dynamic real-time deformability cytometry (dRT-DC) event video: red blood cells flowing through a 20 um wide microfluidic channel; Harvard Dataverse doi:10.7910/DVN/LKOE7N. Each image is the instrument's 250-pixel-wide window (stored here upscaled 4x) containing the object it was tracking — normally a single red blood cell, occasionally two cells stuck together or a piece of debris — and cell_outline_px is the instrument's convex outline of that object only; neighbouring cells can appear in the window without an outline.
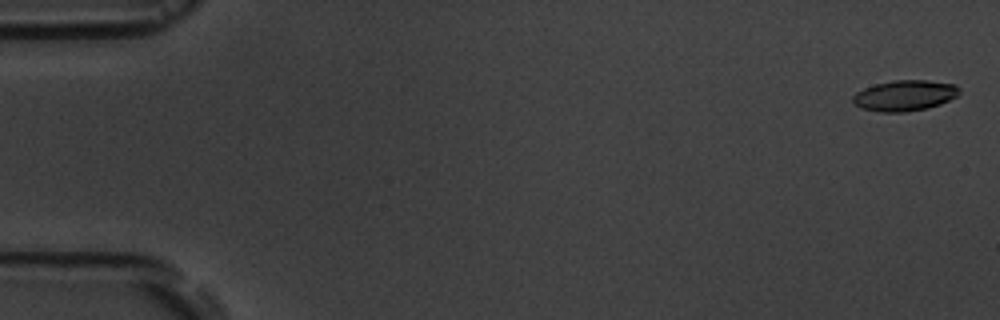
{"species": "common noctule bat (a hibernating species)", "species_latin": "Nyctalus noctula", "temperature_condition": "room temperature", "stored_images_in_passage": 6, "camera_frame_rate_fps": 3000, "um_per_image_px": 0.085, "animal": {"sex": "male", "body_mass_g": 19.5, "forearm_length_mm": 54.6}, "frame": {"image": 1, "passage_image": 1, "time_ms": 0.0, "image_size_px": [1000, 320], "cell_outline_px": [[960, 92], [956, 96], [940, 104], [928, 108], [904, 112], [880, 112], [860, 108], [852, 100], [852, 96], [856, 92], [864, 88], [876, 84], [896, 80], [928, 80], [956, 84], [960, 88]], "centroid_in_image_um": [76.91, 8.12], "position_along_channel_um": 8.1, "area_um2": 19.07}}
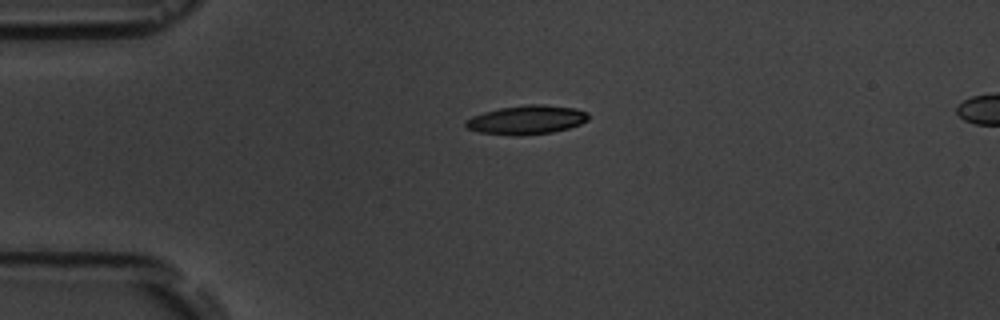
{"frame": {"image": 2, "passage_image": 4, "time_ms": 4.0, "image_size_px": [1000, 320], "cell_outline_px": [[588, 120], [580, 124], [568, 128], [552, 132], [480, 132], [468, 128], [464, 124], [464, 120], [472, 116], [484, 112], [500, 108], [528, 104], [544, 104], [576, 108], [588, 112]], "centroid_in_image_um": [44.82, 10.12], "position_along_channel_um": 40.2, "area_um2": 19.65}}
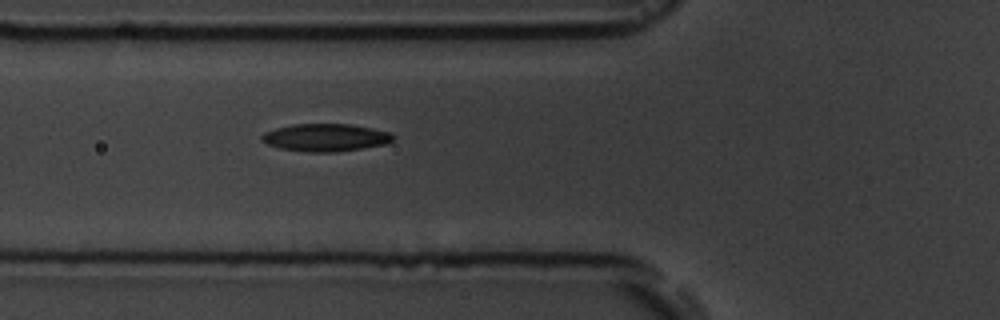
{"frame": {"image": 3, "passage_image": 6, "time_ms": 6.333, "image_size_px": [1000, 320], "cell_outline_px": [[396, 136], [388, 144], [332, 152], [308, 152], [280, 148], [268, 144], [260, 140], [260, 136], [264, 132], [276, 128], [292, 124], [348, 124], [372, 128], [388, 132]], "centroid_in_image_um": [27.65, 11.68], "position_along_channel_um": 98.1, "area_um2": 21.04}}